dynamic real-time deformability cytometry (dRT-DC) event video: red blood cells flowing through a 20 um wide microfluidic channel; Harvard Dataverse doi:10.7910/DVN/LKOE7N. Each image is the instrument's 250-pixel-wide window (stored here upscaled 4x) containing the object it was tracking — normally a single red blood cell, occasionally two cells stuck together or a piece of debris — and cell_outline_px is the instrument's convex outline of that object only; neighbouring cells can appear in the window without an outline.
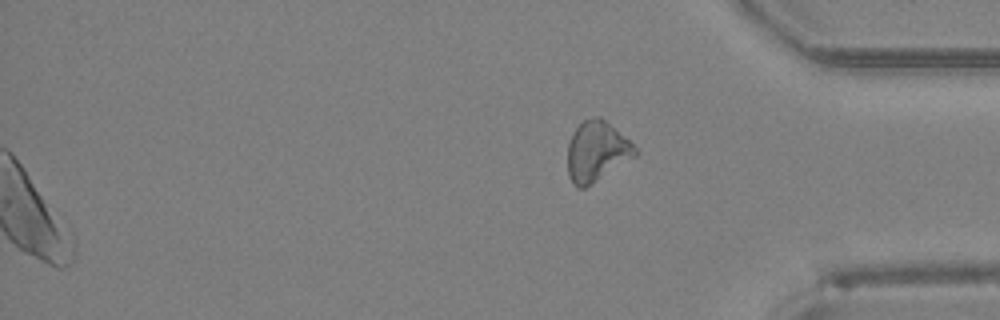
{"species": "Egyptian fruit bat (a non-hibernating species)", "species_latin": "Rousettus aegyptiacus", "temperature_condition": "room temperature", "stored_images_in_passage": 29, "segment_of_instrument_passage": [2, 2], "camera_frame_rate_fps": 3000, "um_per_image_px": 0.085, "animal": {"sex": "female"}, "frame": {"image": 1, "passage_image": 29, "time_ms": 9.333, "image_size_px": [1000, 320], "cell_outline_px": [[640, 152], [636, 156], [592, 184], [584, 188], [576, 188], [572, 184], [568, 176], [568, 144], [572, 132], [584, 120], [596, 116], [600, 116], [628, 140]], "centroid_in_image_um": [50.7, 12.9], "position_along_channel_um": 384.5, "area_um2": 23.64}}